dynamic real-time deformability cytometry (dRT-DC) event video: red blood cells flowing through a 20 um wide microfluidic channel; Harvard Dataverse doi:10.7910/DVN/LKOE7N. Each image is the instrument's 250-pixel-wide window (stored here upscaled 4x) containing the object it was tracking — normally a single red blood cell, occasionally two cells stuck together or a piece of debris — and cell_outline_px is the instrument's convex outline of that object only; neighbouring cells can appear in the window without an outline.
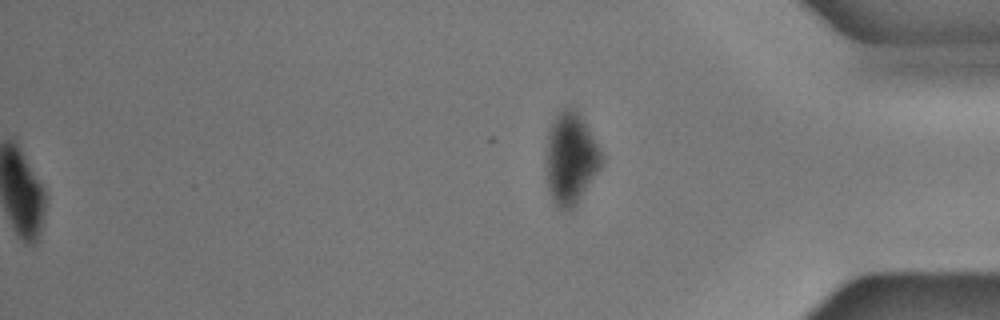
{"species": "common noctule bat (a hibernating species)", "species_latin": "Nyctalus noctula", "temperature_condition": "cold", "stored_images_in_passage": 57, "segment_of_instrument_passage": [2, 2], "camera_frame_rate_fps": 3000, "um_per_image_px": 0.085, "animal": {"sex": "male", "body_mass_g": 17.9, "forearm_length_mm": 54.2}, "frame": {"image": 1, "passage_image": 57, "time_ms": 18.667, "image_size_px": [1000, 320], "cell_outline_px": [[604, 164], [576, 200], [568, 208], [560, 208], [552, 200], [548, 188], [548, 132], [556, 116], [564, 108], [572, 108], [576, 112], [584, 124], [604, 156]], "centroid_in_image_um": [48.53, 13.45], "position_along_channel_um": 386.7, "area_um2": 27.92}}